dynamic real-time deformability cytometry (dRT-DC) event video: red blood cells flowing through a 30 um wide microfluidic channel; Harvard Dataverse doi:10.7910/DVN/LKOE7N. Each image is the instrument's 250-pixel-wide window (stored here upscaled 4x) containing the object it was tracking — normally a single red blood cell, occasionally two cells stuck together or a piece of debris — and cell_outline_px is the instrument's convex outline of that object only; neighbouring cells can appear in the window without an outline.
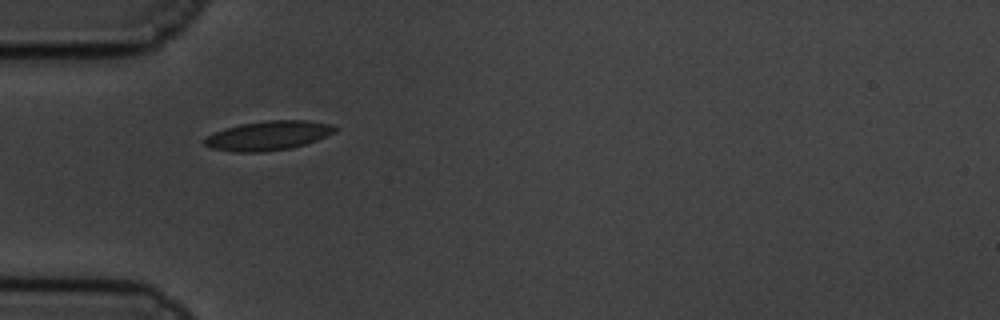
{"species": "common noctule bat (a hibernating species)", "species_latin": "Nyctalus noctula", "temperature_condition": "cold", "stored_images_in_passage": 7, "camera_frame_rate_fps": 3000, "um_per_image_px": 0.085, "animal": {"sex": "male", "body_mass_g": 19.5, "forearm_length_mm": 54.6}, "frame": {"image": 1, "passage_image": 1, "time_ms": 0.0, "image_size_px": [1000, 320], "cell_outline_px": [[340, 128], [336, 132], [316, 140], [304, 144], [288, 148], [264, 152], [232, 152], [212, 148], [204, 144], [204, 140], [208, 136], [224, 128], [240, 124], [268, 120], [304, 120], [332, 124]], "centroid_in_image_um": [22.83, 11.52], "position_along_channel_um": 62.2, "area_um2": 22.2}}
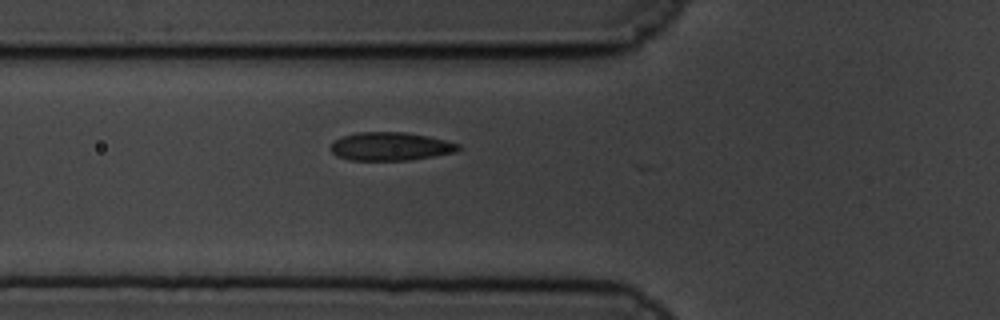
{"frame": {"image": 2, "passage_image": 4, "time_ms": 1.0, "image_size_px": [1000, 320], "cell_outline_px": [[464, 148], [456, 152], [408, 160], [348, 160], [336, 156], [328, 148], [340, 136], [356, 132], [404, 132], [428, 136], [460, 144]], "centroid_in_image_um": [33.18, 12.44], "position_along_channel_um": 92.6, "area_um2": 21.21}}